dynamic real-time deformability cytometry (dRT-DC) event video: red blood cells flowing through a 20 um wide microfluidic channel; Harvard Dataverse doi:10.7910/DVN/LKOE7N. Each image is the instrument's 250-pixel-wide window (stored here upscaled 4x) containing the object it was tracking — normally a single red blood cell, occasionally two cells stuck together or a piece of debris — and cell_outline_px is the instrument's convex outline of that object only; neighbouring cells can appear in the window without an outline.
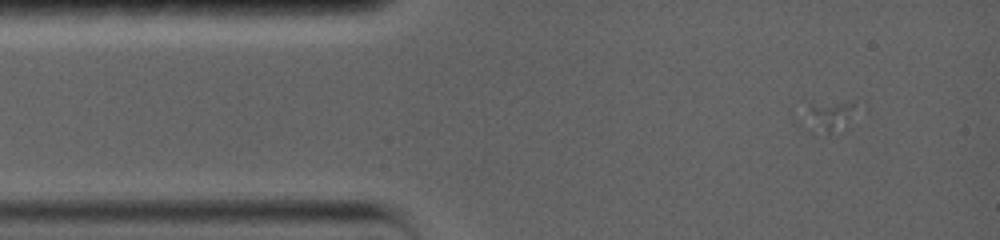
{"species": "common noctule bat (a hibernating species)", "species_latin": "Nyctalus noctula", "temperature_condition": "warm", "stored_images_in_passage": 6, "camera_frame_rate_fps": 5000, "um_per_image_px": 0.085, "animal": {"sex": "female", "body_mass_g": 19.0, "forearm_length_mm": 56.7}, "frame": {"image": 1, "passage_image": 1, "time_ms": 0.0, "image_size_px": [1000, 240], "cell_outline_px": [[860, 104], [848, 116], [828, 132], [796, 124], [796, 108], [804, 100], [852, 100]], "centroid_in_image_um": [70.03, 9.63], "position_along_channel_um": 15.0, "area_um2": 10.46}}